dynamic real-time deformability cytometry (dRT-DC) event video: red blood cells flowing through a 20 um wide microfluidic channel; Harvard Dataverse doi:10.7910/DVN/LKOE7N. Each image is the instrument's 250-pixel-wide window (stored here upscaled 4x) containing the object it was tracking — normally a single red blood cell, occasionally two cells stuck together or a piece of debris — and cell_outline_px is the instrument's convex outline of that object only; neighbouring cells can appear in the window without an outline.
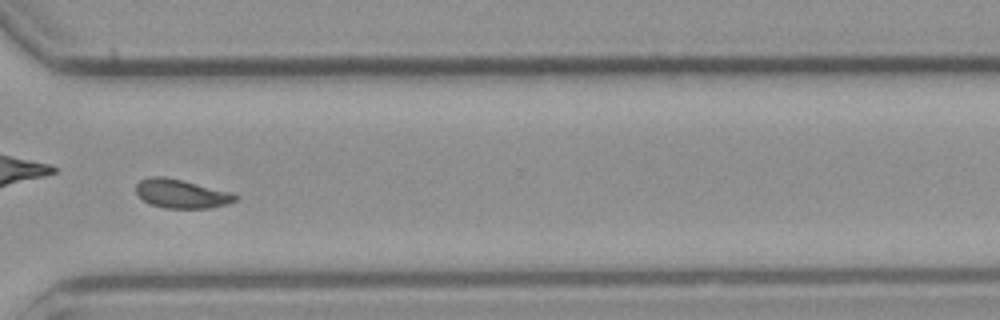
{"species": "common noctule bat (a hibernating species)", "species_latin": "Nyctalus noctula", "temperature_condition": "cold", "stored_images_in_passage": 54, "camera_frame_rate_fps": 3000, "um_per_image_px": 0.085, "animal": {"sex": "male", "body_mass_g": 23.1, "forearm_length_mm": 52.7}, "frame": {"image": 1, "passage_image": 39, "time_ms": 12.667, "image_size_px": [1000, 320], "cell_outline_px": [[240, 196], [236, 200], [228, 204], [208, 208], [164, 208], [152, 204], [144, 200], [136, 192], [136, 184], [140, 180], [148, 176], [164, 176], [232, 192]], "centroid_in_image_um": [15.44, 16.46], "position_along_channel_um": 355.2, "area_um2": 16.65}, "authors_computed_cell_mechanics": {"area_um2": 16.7042, "velocity_mm_per_s": 3.6527, "shape_relaxation_time_tau1_ms": 5.8574, "shape_relaxation_time_tau2_ms": 6.441, "deformation_change_tau1": 0.1406, "deformation_change_tau2": 0.0589}}